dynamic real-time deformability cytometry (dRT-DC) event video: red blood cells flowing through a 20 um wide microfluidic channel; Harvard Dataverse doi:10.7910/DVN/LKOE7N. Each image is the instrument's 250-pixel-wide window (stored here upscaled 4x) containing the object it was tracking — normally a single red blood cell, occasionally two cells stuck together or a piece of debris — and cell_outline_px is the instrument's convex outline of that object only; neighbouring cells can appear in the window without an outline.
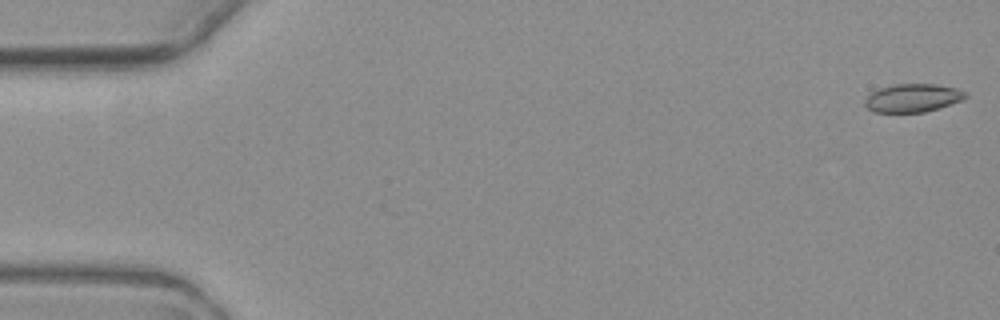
{"species": "common noctule bat (a hibernating species)", "species_latin": "Nyctalus noctula", "temperature_condition": "warm", "stored_images_in_passage": 5, "camera_frame_rate_fps": 3000, "um_per_image_px": 0.085, "animal": {"sex": "female", "body_mass_g": 19.3, "forearm_length_mm": 54.1}, "frame": {"image": 1, "passage_image": 1, "time_ms": 0.0, "image_size_px": [1000, 320], "cell_outline_px": [[968, 96], [964, 100], [940, 108], [924, 112], [876, 112], [868, 108], [864, 104], [864, 100], [872, 92], [880, 88], [896, 84], [936, 84], [956, 88], [968, 92]], "centroid_in_image_um": [77.64, 8.32], "position_along_channel_um": 7.4, "area_um2": 16.65}}
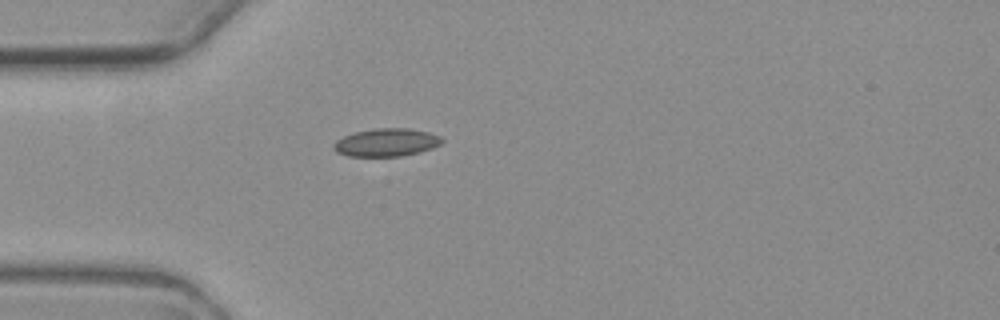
{"frame": {"image": 2, "passage_image": 5, "time_ms": 5.0, "image_size_px": [1000, 320], "cell_outline_px": [[444, 140], [440, 144], [432, 148], [420, 152], [400, 156], [348, 156], [336, 152], [332, 148], [332, 144], [336, 140], [344, 136], [356, 132], [376, 128], [408, 128], [428, 132], [440, 136]], "centroid_in_image_um": [32.83, 12.11], "position_along_channel_um": 52.2, "area_um2": 17.63}}